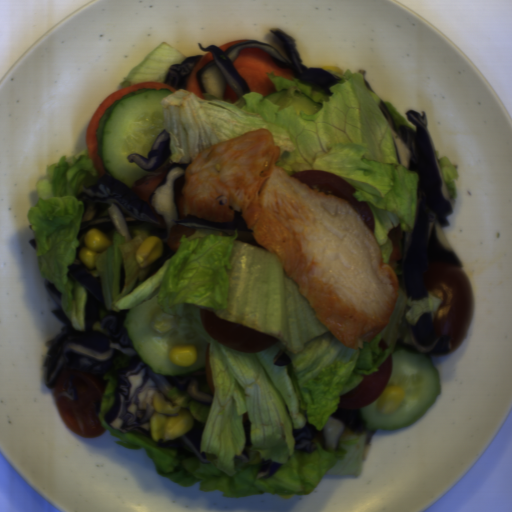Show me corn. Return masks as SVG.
I'll return each mask as SVG.
<instances>
[{"label": "corn", "instance_id": "1", "mask_svg": "<svg viewBox=\"0 0 512 512\" xmlns=\"http://www.w3.org/2000/svg\"><path fill=\"white\" fill-rule=\"evenodd\" d=\"M153 407L155 411L149 420L150 436L154 442L170 444L183 438L194 428L196 418L193 413L173 403L162 392L155 393Z\"/></svg>", "mask_w": 512, "mask_h": 512}, {"label": "corn", "instance_id": "2", "mask_svg": "<svg viewBox=\"0 0 512 512\" xmlns=\"http://www.w3.org/2000/svg\"><path fill=\"white\" fill-rule=\"evenodd\" d=\"M84 246L77 252L78 259L89 269L92 276L97 277L100 272L96 268V258L99 254L113 244L110 233H104L98 226L89 227L81 235Z\"/></svg>", "mask_w": 512, "mask_h": 512}, {"label": "corn", "instance_id": "3", "mask_svg": "<svg viewBox=\"0 0 512 512\" xmlns=\"http://www.w3.org/2000/svg\"><path fill=\"white\" fill-rule=\"evenodd\" d=\"M163 250V238H160L159 235H151L144 239L139 244L135 257L140 269L149 267L154 261H159Z\"/></svg>", "mask_w": 512, "mask_h": 512}, {"label": "corn", "instance_id": "4", "mask_svg": "<svg viewBox=\"0 0 512 512\" xmlns=\"http://www.w3.org/2000/svg\"><path fill=\"white\" fill-rule=\"evenodd\" d=\"M405 394L401 387L393 386L384 388L382 394L377 397V412L382 415L394 416L399 413L404 404Z\"/></svg>", "mask_w": 512, "mask_h": 512}, {"label": "corn", "instance_id": "5", "mask_svg": "<svg viewBox=\"0 0 512 512\" xmlns=\"http://www.w3.org/2000/svg\"><path fill=\"white\" fill-rule=\"evenodd\" d=\"M169 362L177 367H190L196 364L198 348L195 344H180L171 347L168 353Z\"/></svg>", "mask_w": 512, "mask_h": 512}]
</instances>
